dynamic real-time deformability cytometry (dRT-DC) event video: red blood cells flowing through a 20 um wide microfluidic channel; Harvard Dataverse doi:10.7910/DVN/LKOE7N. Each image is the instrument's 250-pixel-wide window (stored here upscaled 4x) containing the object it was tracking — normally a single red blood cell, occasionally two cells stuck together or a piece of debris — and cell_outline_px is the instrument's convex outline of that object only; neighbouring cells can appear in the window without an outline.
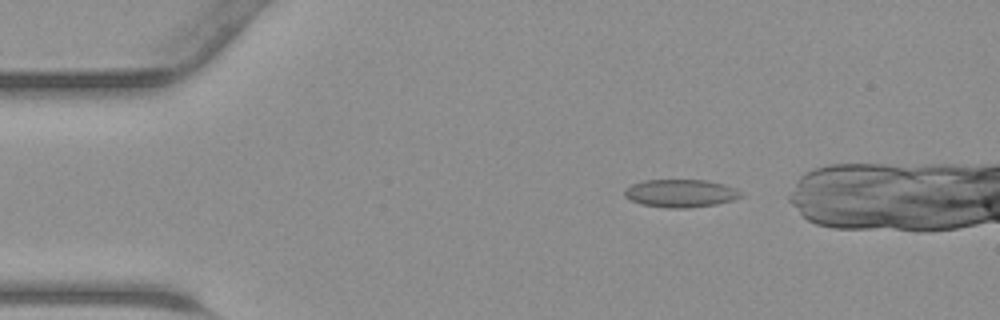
{"species": "common noctule bat (a hibernating species)", "species_latin": "Nyctalus noctula", "temperature_condition": "warm", "stored_images_in_passage": 35, "camera_frame_rate_fps": 3000, "um_per_image_px": 0.085, "animal": {"sex": "male", "body_mass_g": 23.1, "forearm_length_mm": 52.7}, "frame": {"image": 1, "passage_image": 4, "time_ms": 1.0, "image_size_px": [1000, 320], "cell_outline_px": [[744, 196], [732, 200], [716, 204], [688, 208], [668, 208], [640, 204], [624, 196], [624, 192], [632, 184], [644, 180], [708, 180], [724, 184], [736, 188]], "centroid_in_image_um": [57.88, 16.43], "position_along_channel_um": 27.1, "area_um2": 18.9}}
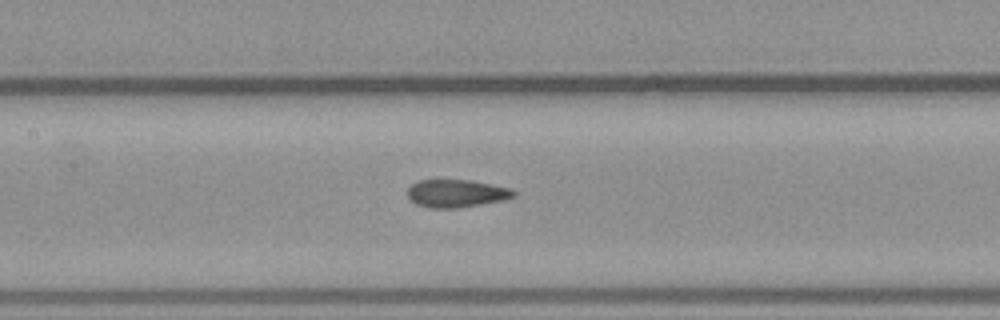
{"frame": {"image": 2, "passage_image": 17, "time_ms": 5.333, "image_size_px": [1000, 320], "cell_outline_px": [[516, 196], [500, 200], [480, 204], [456, 208], [428, 208], [416, 204], [408, 196], [408, 188], [416, 180], [468, 180], [492, 184], [512, 188], [516, 192]], "centroid_in_image_um": [38.78, 16.43], "position_along_channel_um": 168.6, "area_um2": 17.11}}
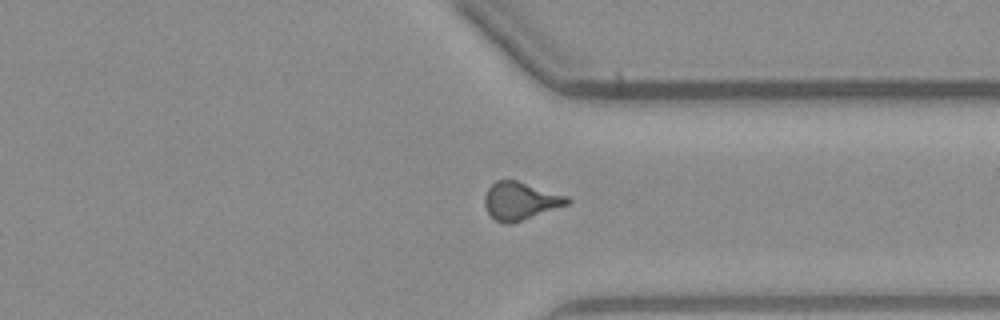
{"frame": {"image": 3, "passage_image": 30, "time_ms": 9.667, "image_size_px": [1000, 320], "cell_outline_px": [[572, 200], [568, 204], [512, 224], [504, 224], [496, 220], [488, 212], [484, 204], [484, 196], [488, 188], [496, 180], [516, 180], [568, 196]], "centroid_in_image_um": [44.22, 17.08], "position_along_channel_um": 367.2, "area_um2": 18.15}}